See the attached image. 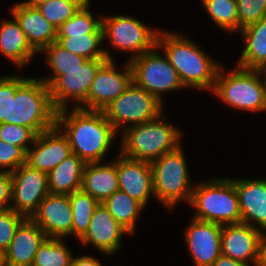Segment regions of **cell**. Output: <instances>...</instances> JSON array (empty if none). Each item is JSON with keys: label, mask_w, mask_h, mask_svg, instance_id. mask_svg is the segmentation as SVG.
I'll return each mask as SVG.
<instances>
[{"label": "cell", "mask_w": 266, "mask_h": 266, "mask_svg": "<svg viewBox=\"0 0 266 266\" xmlns=\"http://www.w3.org/2000/svg\"><path fill=\"white\" fill-rule=\"evenodd\" d=\"M243 41V51L237 66L260 69L266 66V18L239 31Z\"/></svg>", "instance_id": "cell-25"}, {"label": "cell", "mask_w": 266, "mask_h": 266, "mask_svg": "<svg viewBox=\"0 0 266 266\" xmlns=\"http://www.w3.org/2000/svg\"><path fill=\"white\" fill-rule=\"evenodd\" d=\"M56 125L68 137L72 153L85 163L102 162L118 138L103 111L60 109L56 112Z\"/></svg>", "instance_id": "cell-1"}, {"label": "cell", "mask_w": 266, "mask_h": 266, "mask_svg": "<svg viewBox=\"0 0 266 266\" xmlns=\"http://www.w3.org/2000/svg\"><path fill=\"white\" fill-rule=\"evenodd\" d=\"M56 41L66 50L86 59L114 60L110 51L102 45L104 43L102 25L94 33L72 37H57Z\"/></svg>", "instance_id": "cell-27"}, {"label": "cell", "mask_w": 266, "mask_h": 266, "mask_svg": "<svg viewBox=\"0 0 266 266\" xmlns=\"http://www.w3.org/2000/svg\"><path fill=\"white\" fill-rule=\"evenodd\" d=\"M86 163L72 153L48 174L50 194L70 195L81 190L83 170Z\"/></svg>", "instance_id": "cell-26"}, {"label": "cell", "mask_w": 266, "mask_h": 266, "mask_svg": "<svg viewBox=\"0 0 266 266\" xmlns=\"http://www.w3.org/2000/svg\"><path fill=\"white\" fill-rule=\"evenodd\" d=\"M11 174V209L30 218L49 194L47 173L25 163Z\"/></svg>", "instance_id": "cell-12"}, {"label": "cell", "mask_w": 266, "mask_h": 266, "mask_svg": "<svg viewBox=\"0 0 266 266\" xmlns=\"http://www.w3.org/2000/svg\"><path fill=\"white\" fill-rule=\"evenodd\" d=\"M68 196L73 214L71 236L79 240L88 230L94 210L99 202L82 190L75 191Z\"/></svg>", "instance_id": "cell-30"}, {"label": "cell", "mask_w": 266, "mask_h": 266, "mask_svg": "<svg viewBox=\"0 0 266 266\" xmlns=\"http://www.w3.org/2000/svg\"><path fill=\"white\" fill-rule=\"evenodd\" d=\"M91 0H87L72 18L57 29V37H72L94 33L102 25V16L90 12Z\"/></svg>", "instance_id": "cell-33"}, {"label": "cell", "mask_w": 266, "mask_h": 266, "mask_svg": "<svg viewBox=\"0 0 266 266\" xmlns=\"http://www.w3.org/2000/svg\"><path fill=\"white\" fill-rule=\"evenodd\" d=\"M14 17L25 34L31 48L39 54L45 47L57 40V28L52 25L37 7L17 3L10 7Z\"/></svg>", "instance_id": "cell-21"}, {"label": "cell", "mask_w": 266, "mask_h": 266, "mask_svg": "<svg viewBox=\"0 0 266 266\" xmlns=\"http://www.w3.org/2000/svg\"><path fill=\"white\" fill-rule=\"evenodd\" d=\"M26 219L20 213L8 210L0 211V252H5L10 246L19 225Z\"/></svg>", "instance_id": "cell-38"}, {"label": "cell", "mask_w": 266, "mask_h": 266, "mask_svg": "<svg viewBox=\"0 0 266 266\" xmlns=\"http://www.w3.org/2000/svg\"><path fill=\"white\" fill-rule=\"evenodd\" d=\"M183 146L165 153L150 162L156 201L167 209H174L178 203L189 204L195 184H192Z\"/></svg>", "instance_id": "cell-7"}, {"label": "cell", "mask_w": 266, "mask_h": 266, "mask_svg": "<svg viewBox=\"0 0 266 266\" xmlns=\"http://www.w3.org/2000/svg\"><path fill=\"white\" fill-rule=\"evenodd\" d=\"M159 50L156 46L151 51L129 60V63L132 69V81L165 105L163 95L185 87L167 56L158 53Z\"/></svg>", "instance_id": "cell-10"}, {"label": "cell", "mask_w": 266, "mask_h": 266, "mask_svg": "<svg viewBox=\"0 0 266 266\" xmlns=\"http://www.w3.org/2000/svg\"><path fill=\"white\" fill-rule=\"evenodd\" d=\"M102 28L104 41H109L112 49L131 53L128 61L154 49L160 31L122 14L102 16Z\"/></svg>", "instance_id": "cell-8"}, {"label": "cell", "mask_w": 266, "mask_h": 266, "mask_svg": "<svg viewBox=\"0 0 266 266\" xmlns=\"http://www.w3.org/2000/svg\"><path fill=\"white\" fill-rule=\"evenodd\" d=\"M211 20L220 30L238 33V12L236 0H200Z\"/></svg>", "instance_id": "cell-31"}, {"label": "cell", "mask_w": 266, "mask_h": 266, "mask_svg": "<svg viewBox=\"0 0 266 266\" xmlns=\"http://www.w3.org/2000/svg\"><path fill=\"white\" fill-rule=\"evenodd\" d=\"M81 190L94 197L99 203L119 190L117 155L107 162L86 163L83 170Z\"/></svg>", "instance_id": "cell-23"}, {"label": "cell", "mask_w": 266, "mask_h": 266, "mask_svg": "<svg viewBox=\"0 0 266 266\" xmlns=\"http://www.w3.org/2000/svg\"><path fill=\"white\" fill-rule=\"evenodd\" d=\"M0 266H6V259L3 252H0Z\"/></svg>", "instance_id": "cell-46"}, {"label": "cell", "mask_w": 266, "mask_h": 266, "mask_svg": "<svg viewBox=\"0 0 266 266\" xmlns=\"http://www.w3.org/2000/svg\"><path fill=\"white\" fill-rule=\"evenodd\" d=\"M164 104L154 95L132 82L103 113L118 134L125 129L157 118L164 112ZM121 130V131H120Z\"/></svg>", "instance_id": "cell-9"}, {"label": "cell", "mask_w": 266, "mask_h": 266, "mask_svg": "<svg viewBox=\"0 0 266 266\" xmlns=\"http://www.w3.org/2000/svg\"><path fill=\"white\" fill-rule=\"evenodd\" d=\"M225 105L245 112H265L264 84L258 69L234 67L224 72L223 64L211 91Z\"/></svg>", "instance_id": "cell-6"}, {"label": "cell", "mask_w": 266, "mask_h": 266, "mask_svg": "<svg viewBox=\"0 0 266 266\" xmlns=\"http://www.w3.org/2000/svg\"><path fill=\"white\" fill-rule=\"evenodd\" d=\"M11 172H0V211L11 208Z\"/></svg>", "instance_id": "cell-40"}, {"label": "cell", "mask_w": 266, "mask_h": 266, "mask_svg": "<svg viewBox=\"0 0 266 266\" xmlns=\"http://www.w3.org/2000/svg\"><path fill=\"white\" fill-rule=\"evenodd\" d=\"M45 54V61L51 70L50 76L40 78L48 87L60 76L65 70H73L82 66L87 59L75 55L66 50L57 41L45 47L40 53Z\"/></svg>", "instance_id": "cell-29"}, {"label": "cell", "mask_w": 266, "mask_h": 266, "mask_svg": "<svg viewBox=\"0 0 266 266\" xmlns=\"http://www.w3.org/2000/svg\"><path fill=\"white\" fill-rule=\"evenodd\" d=\"M36 136L37 134L29 127L9 123L0 124V140L24 147L27 151Z\"/></svg>", "instance_id": "cell-36"}, {"label": "cell", "mask_w": 266, "mask_h": 266, "mask_svg": "<svg viewBox=\"0 0 266 266\" xmlns=\"http://www.w3.org/2000/svg\"><path fill=\"white\" fill-rule=\"evenodd\" d=\"M116 65L115 60H107L99 68L87 92L86 110L103 111L133 82L129 61H125L120 71Z\"/></svg>", "instance_id": "cell-13"}, {"label": "cell", "mask_w": 266, "mask_h": 266, "mask_svg": "<svg viewBox=\"0 0 266 266\" xmlns=\"http://www.w3.org/2000/svg\"><path fill=\"white\" fill-rule=\"evenodd\" d=\"M260 74H261V78L264 84V91H265V101H266V66L258 69Z\"/></svg>", "instance_id": "cell-45"}, {"label": "cell", "mask_w": 266, "mask_h": 266, "mask_svg": "<svg viewBox=\"0 0 266 266\" xmlns=\"http://www.w3.org/2000/svg\"><path fill=\"white\" fill-rule=\"evenodd\" d=\"M46 238L45 232L30 218H26L4 252L6 266H32L39 246Z\"/></svg>", "instance_id": "cell-22"}, {"label": "cell", "mask_w": 266, "mask_h": 266, "mask_svg": "<svg viewBox=\"0 0 266 266\" xmlns=\"http://www.w3.org/2000/svg\"><path fill=\"white\" fill-rule=\"evenodd\" d=\"M50 0H27V1H22L23 4L31 7H37L42 3L48 2Z\"/></svg>", "instance_id": "cell-44"}, {"label": "cell", "mask_w": 266, "mask_h": 266, "mask_svg": "<svg viewBox=\"0 0 266 266\" xmlns=\"http://www.w3.org/2000/svg\"><path fill=\"white\" fill-rule=\"evenodd\" d=\"M211 266H248V265L221 254Z\"/></svg>", "instance_id": "cell-43"}, {"label": "cell", "mask_w": 266, "mask_h": 266, "mask_svg": "<svg viewBox=\"0 0 266 266\" xmlns=\"http://www.w3.org/2000/svg\"><path fill=\"white\" fill-rule=\"evenodd\" d=\"M188 205L195 210L194 219L220 225L241 223L238 194L229 177L200 180Z\"/></svg>", "instance_id": "cell-5"}, {"label": "cell", "mask_w": 266, "mask_h": 266, "mask_svg": "<svg viewBox=\"0 0 266 266\" xmlns=\"http://www.w3.org/2000/svg\"><path fill=\"white\" fill-rule=\"evenodd\" d=\"M70 266H103V265L93 256L77 255V257L75 256L73 257Z\"/></svg>", "instance_id": "cell-41"}, {"label": "cell", "mask_w": 266, "mask_h": 266, "mask_svg": "<svg viewBox=\"0 0 266 266\" xmlns=\"http://www.w3.org/2000/svg\"><path fill=\"white\" fill-rule=\"evenodd\" d=\"M63 240L66 239L46 238L39 246L32 266H70L73 252Z\"/></svg>", "instance_id": "cell-32"}, {"label": "cell", "mask_w": 266, "mask_h": 266, "mask_svg": "<svg viewBox=\"0 0 266 266\" xmlns=\"http://www.w3.org/2000/svg\"><path fill=\"white\" fill-rule=\"evenodd\" d=\"M71 154L68 137L55 125L36 136L28 149L27 164L48 174Z\"/></svg>", "instance_id": "cell-17"}, {"label": "cell", "mask_w": 266, "mask_h": 266, "mask_svg": "<svg viewBox=\"0 0 266 266\" xmlns=\"http://www.w3.org/2000/svg\"><path fill=\"white\" fill-rule=\"evenodd\" d=\"M257 266H266V231H263L260 236Z\"/></svg>", "instance_id": "cell-42"}, {"label": "cell", "mask_w": 266, "mask_h": 266, "mask_svg": "<svg viewBox=\"0 0 266 266\" xmlns=\"http://www.w3.org/2000/svg\"><path fill=\"white\" fill-rule=\"evenodd\" d=\"M49 87L39 78L10 75L9 124L31 128L37 135L56 125Z\"/></svg>", "instance_id": "cell-3"}, {"label": "cell", "mask_w": 266, "mask_h": 266, "mask_svg": "<svg viewBox=\"0 0 266 266\" xmlns=\"http://www.w3.org/2000/svg\"><path fill=\"white\" fill-rule=\"evenodd\" d=\"M239 198L241 222L266 231V178H231Z\"/></svg>", "instance_id": "cell-20"}, {"label": "cell", "mask_w": 266, "mask_h": 266, "mask_svg": "<svg viewBox=\"0 0 266 266\" xmlns=\"http://www.w3.org/2000/svg\"><path fill=\"white\" fill-rule=\"evenodd\" d=\"M107 60L87 59L81 67L73 70H65L64 74L60 75L49 86L54 108L56 110L69 108V105L73 103V108L86 110V96L89 87L97 71Z\"/></svg>", "instance_id": "cell-11"}, {"label": "cell", "mask_w": 266, "mask_h": 266, "mask_svg": "<svg viewBox=\"0 0 266 266\" xmlns=\"http://www.w3.org/2000/svg\"><path fill=\"white\" fill-rule=\"evenodd\" d=\"M119 190L140 202L144 207L150 198L155 200L151 164L117 154Z\"/></svg>", "instance_id": "cell-18"}, {"label": "cell", "mask_w": 266, "mask_h": 266, "mask_svg": "<svg viewBox=\"0 0 266 266\" xmlns=\"http://www.w3.org/2000/svg\"><path fill=\"white\" fill-rule=\"evenodd\" d=\"M238 32L266 18V0H236Z\"/></svg>", "instance_id": "cell-35"}, {"label": "cell", "mask_w": 266, "mask_h": 266, "mask_svg": "<svg viewBox=\"0 0 266 266\" xmlns=\"http://www.w3.org/2000/svg\"><path fill=\"white\" fill-rule=\"evenodd\" d=\"M120 135L122 155L148 162L177 149L183 138L181 129L169 123L164 112L155 119L125 129Z\"/></svg>", "instance_id": "cell-4"}, {"label": "cell", "mask_w": 266, "mask_h": 266, "mask_svg": "<svg viewBox=\"0 0 266 266\" xmlns=\"http://www.w3.org/2000/svg\"><path fill=\"white\" fill-rule=\"evenodd\" d=\"M222 225L192 218L183 238L194 266H211L221 255Z\"/></svg>", "instance_id": "cell-14"}, {"label": "cell", "mask_w": 266, "mask_h": 266, "mask_svg": "<svg viewBox=\"0 0 266 266\" xmlns=\"http://www.w3.org/2000/svg\"><path fill=\"white\" fill-rule=\"evenodd\" d=\"M262 231L245 223L222 225L221 254L257 266Z\"/></svg>", "instance_id": "cell-19"}, {"label": "cell", "mask_w": 266, "mask_h": 266, "mask_svg": "<svg viewBox=\"0 0 266 266\" xmlns=\"http://www.w3.org/2000/svg\"><path fill=\"white\" fill-rule=\"evenodd\" d=\"M28 151L21 146L0 140V172H13L27 163Z\"/></svg>", "instance_id": "cell-37"}, {"label": "cell", "mask_w": 266, "mask_h": 266, "mask_svg": "<svg viewBox=\"0 0 266 266\" xmlns=\"http://www.w3.org/2000/svg\"><path fill=\"white\" fill-rule=\"evenodd\" d=\"M30 219L45 232L47 238L70 237L73 214L69 196L49 193Z\"/></svg>", "instance_id": "cell-16"}, {"label": "cell", "mask_w": 266, "mask_h": 266, "mask_svg": "<svg viewBox=\"0 0 266 266\" xmlns=\"http://www.w3.org/2000/svg\"><path fill=\"white\" fill-rule=\"evenodd\" d=\"M115 220L123 226L130 235L136 233V221L145 207L137 200L131 198L127 193L120 190L113 193L102 202Z\"/></svg>", "instance_id": "cell-28"}, {"label": "cell", "mask_w": 266, "mask_h": 266, "mask_svg": "<svg viewBox=\"0 0 266 266\" xmlns=\"http://www.w3.org/2000/svg\"><path fill=\"white\" fill-rule=\"evenodd\" d=\"M130 233L109 213L103 203L95 208L88 230L78 240L82 245H92L98 252L110 256L121 249L124 235Z\"/></svg>", "instance_id": "cell-15"}, {"label": "cell", "mask_w": 266, "mask_h": 266, "mask_svg": "<svg viewBox=\"0 0 266 266\" xmlns=\"http://www.w3.org/2000/svg\"><path fill=\"white\" fill-rule=\"evenodd\" d=\"M157 47L162 49L170 64L176 69L186 89L193 88L210 92L213 90L222 64L212 59L195 41L193 42L181 33L160 29Z\"/></svg>", "instance_id": "cell-2"}, {"label": "cell", "mask_w": 266, "mask_h": 266, "mask_svg": "<svg viewBox=\"0 0 266 266\" xmlns=\"http://www.w3.org/2000/svg\"><path fill=\"white\" fill-rule=\"evenodd\" d=\"M0 54L18 67L24 68L37 53L31 48L19 23L13 17L0 23Z\"/></svg>", "instance_id": "cell-24"}, {"label": "cell", "mask_w": 266, "mask_h": 266, "mask_svg": "<svg viewBox=\"0 0 266 266\" xmlns=\"http://www.w3.org/2000/svg\"><path fill=\"white\" fill-rule=\"evenodd\" d=\"M10 108V75L0 76V124L8 123Z\"/></svg>", "instance_id": "cell-39"}, {"label": "cell", "mask_w": 266, "mask_h": 266, "mask_svg": "<svg viewBox=\"0 0 266 266\" xmlns=\"http://www.w3.org/2000/svg\"><path fill=\"white\" fill-rule=\"evenodd\" d=\"M87 0H50L37 8L57 29L72 18Z\"/></svg>", "instance_id": "cell-34"}]
</instances>
